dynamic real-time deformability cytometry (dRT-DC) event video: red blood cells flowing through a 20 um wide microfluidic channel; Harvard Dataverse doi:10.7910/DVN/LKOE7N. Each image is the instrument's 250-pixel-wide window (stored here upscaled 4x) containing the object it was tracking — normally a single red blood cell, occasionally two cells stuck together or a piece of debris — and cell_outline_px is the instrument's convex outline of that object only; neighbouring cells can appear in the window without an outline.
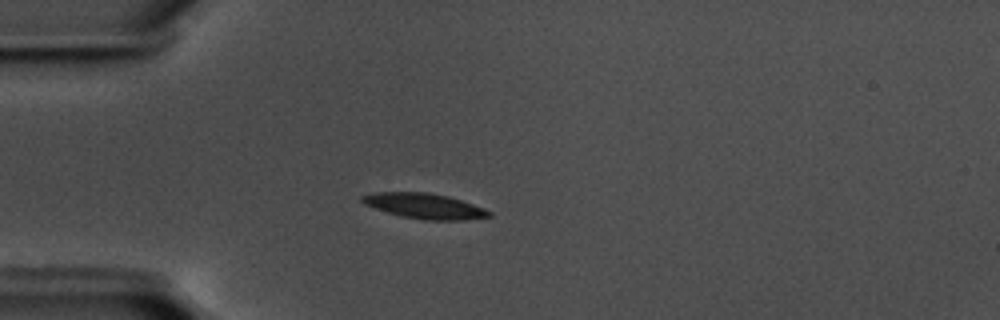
{"species": "common noctule bat (a hibernating species)", "species_latin": "Nyctalus noctula", "temperature_condition": "warm", "stored_images_in_passage": 55, "camera_frame_rate_fps": 3000, "um_per_image_px": 0.085, "animal": {"sex": "male", "body_mass_g": 17.5, "forearm_length_mm": 52.3}, "frame": {"image": 1, "passage_image": 14, "time_ms": 4.333, "image_size_px": [1000, 320], "cell_outline_px": [[492, 216], [464, 220], [424, 220], [404, 216], [388, 212], [364, 204], [360, 200], [360, 196], [372, 192], [428, 192], [448, 196], [484, 208], [492, 212]], "centroid_in_image_um": [36.08, 17.5], "position_along_channel_um": 48.9, "area_um2": 18.61}}
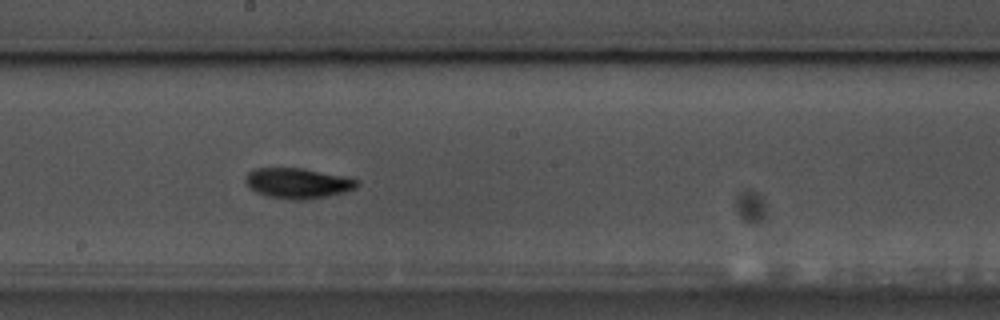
{"frame": {"image": 2, "passage_image": 30, "time_ms": 9.667, "image_size_px": [1000, 320], "cell_outline_px": [[360, 184], [356, 188], [344, 192], [304, 200], [292, 200], [268, 196], [256, 192], [248, 188], [244, 180], [244, 176], [248, 172], [256, 168], [304, 168], [344, 176], [360, 180]], "centroid_in_image_um": [25.29, 15.56], "position_along_channel_um": 222.9, "area_um2": 19.88}}
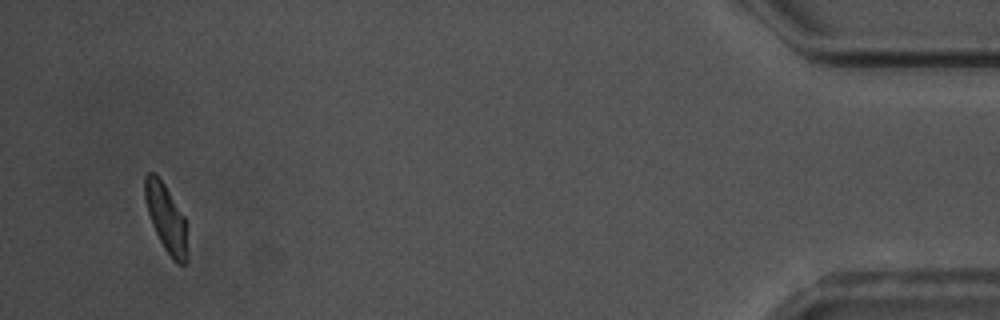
{"frame": {"image": 3, "passage_image": 53, "time_ms": 17.333, "image_size_px": [1000, 320], "cell_outline_px": [[188, 260], [184, 264], [176, 264], [172, 260], [164, 248], [152, 224], [144, 200], [144, 176], [148, 172], [152, 172], [164, 184], [184, 216], [188, 256]], "centroid_in_image_um": [14.12, 18.58], "position_along_channel_um": 421.1, "area_um2": 16.65}, "authors_computed_cell_mechanics": {"area_um2": 18.0336, "velocity_mm_per_s": 3.5689, "shape_relaxation_time_tau1_ms": 2.8321, "shape_relaxation_time_tau2_ms": 4.165, "deformation_change_tau1": 0.1283, "deformation_change_tau2": 0.0703}}